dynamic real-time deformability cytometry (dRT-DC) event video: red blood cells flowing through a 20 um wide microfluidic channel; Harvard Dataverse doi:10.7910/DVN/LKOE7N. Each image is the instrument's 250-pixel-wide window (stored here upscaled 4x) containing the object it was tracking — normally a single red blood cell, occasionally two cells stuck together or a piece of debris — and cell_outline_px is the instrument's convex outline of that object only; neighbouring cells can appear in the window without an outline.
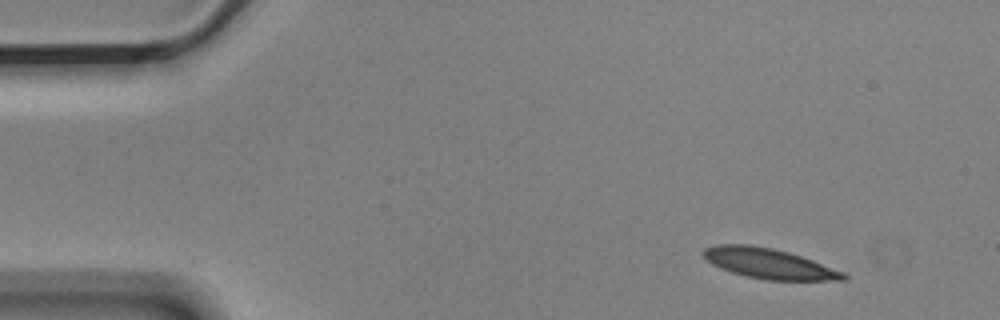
{"species": "Egyptian fruit bat (a non-hibernating species)", "species_latin": "Rousettus aegyptiacus", "temperature_condition": "cold", "stored_images_in_passage": 3, "camera_frame_rate_fps": 3000, "um_per_image_px": 0.085, "animal": {"sex": "male"}, "frame": {"image": 1, "passage_image": 1, "time_ms": 0.0, "image_size_px": [1000, 320], "cell_outline_px": [[848, 280], [768, 280], [748, 276], [732, 272], [720, 268], [712, 264], [700, 252], [704, 248], [716, 244], [748, 244], [772, 248], [788, 252], [812, 260], [844, 272], [848, 276]], "centroid_in_image_um": [65.34, 22.39], "position_along_channel_um": 19.7, "area_um2": 24.51}}
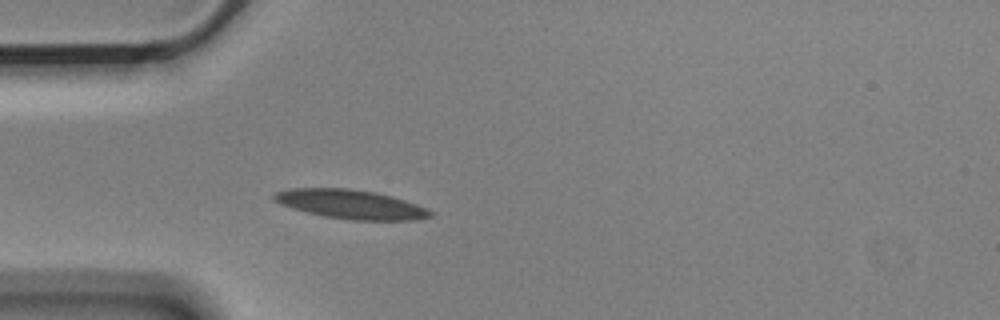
{"frame": {"image": 2, "passage_image": 3, "time_ms": 0.667, "image_size_px": [1000, 320], "cell_outline_px": [[432, 216], [416, 220], [352, 220], [324, 216], [292, 208], [280, 204], [272, 200], [272, 196], [276, 192], [288, 188], [348, 188], [376, 192], [392, 196], [416, 204], [432, 212]], "centroid_in_image_um": [29.77, 17.35], "position_along_channel_um": 55.2, "area_um2": 26.41}}